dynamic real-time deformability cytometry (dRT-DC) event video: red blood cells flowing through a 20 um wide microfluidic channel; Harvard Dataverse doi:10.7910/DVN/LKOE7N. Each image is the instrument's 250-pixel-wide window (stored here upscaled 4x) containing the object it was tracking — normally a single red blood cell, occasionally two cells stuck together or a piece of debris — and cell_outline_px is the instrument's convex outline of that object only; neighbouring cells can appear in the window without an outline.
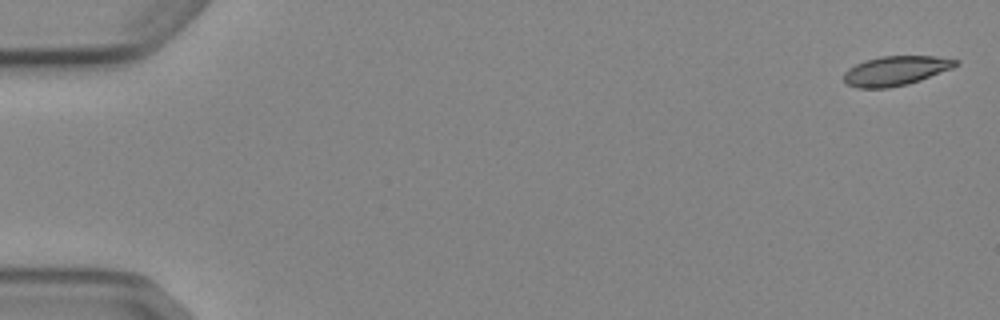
{"species": "Egyptian fruit bat (a non-hibernating species)", "species_latin": "Rousettus aegyptiacus", "temperature_condition": "cold", "stored_images_in_passage": 7, "camera_frame_rate_fps": 3000, "um_per_image_px": 0.085, "animal": {"sex": "female"}, "frame": {"image": 1, "passage_image": 1, "time_ms": 0.0, "image_size_px": [1000, 320], "cell_outline_px": [[960, 64], [952, 68], [920, 80], [908, 84], [888, 88], [856, 88], [848, 84], [844, 80], [844, 72], [848, 68], [864, 60], [880, 56], [936, 56], [960, 60]], "centroid_in_image_um": [76.14, 6.01], "position_along_channel_um": 8.9, "area_um2": 19.31}}
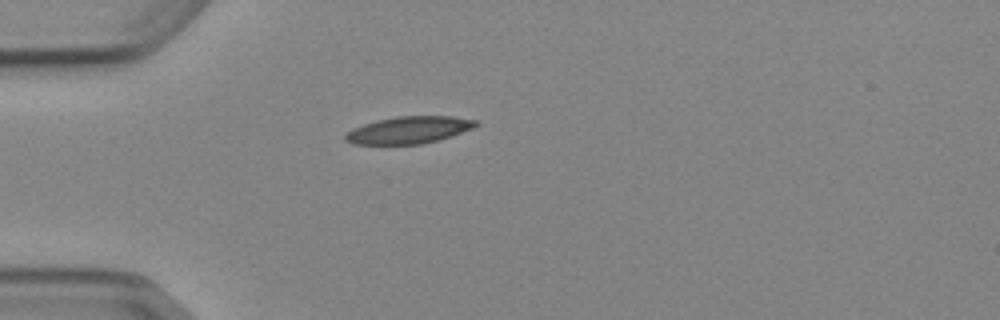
{"frame": {"image": 2, "passage_image": 5, "time_ms": 4.667, "image_size_px": [1000, 320], "cell_outline_px": [[480, 124], [472, 128], [440, 140], [420, 144], [352, 144], [344, 140], [344, 136], [352, 128], [376, 120], [396, 116], [452, 116], [476, 120]], "centroid_in_image_um": [34.74, 11.05], "position_along_channel_um": 50.3, "area_um2": 20.63}}
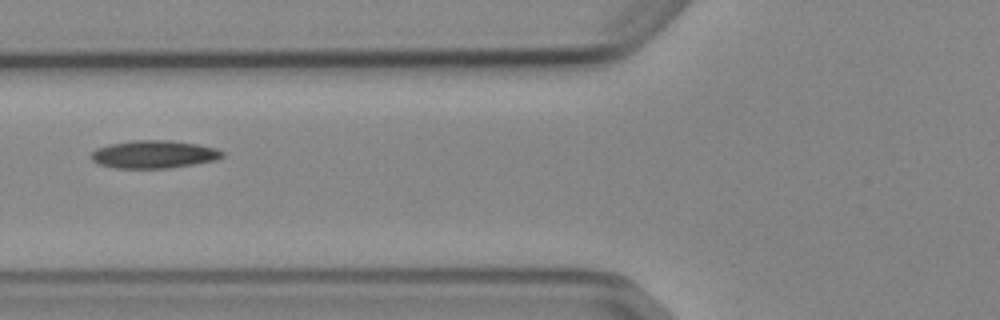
{"frame": {"image": 3, "passage_image": 7, "time_ms": 6.667, "image_size_px": [1000, 320], "cell_outline_px": [[224, 156], [216, 160], [168, 168], [116, 168], [100, 164], [92, 160], [88, 156], [96, 148], [108, 144], [132, 140], [172, 140], [196, 144], [216, 148], [224, 152]], "centroid_in_image_um": [13.05, 13.11], "position_along_channel_um": 112.7, "area_um2": 21.33}}